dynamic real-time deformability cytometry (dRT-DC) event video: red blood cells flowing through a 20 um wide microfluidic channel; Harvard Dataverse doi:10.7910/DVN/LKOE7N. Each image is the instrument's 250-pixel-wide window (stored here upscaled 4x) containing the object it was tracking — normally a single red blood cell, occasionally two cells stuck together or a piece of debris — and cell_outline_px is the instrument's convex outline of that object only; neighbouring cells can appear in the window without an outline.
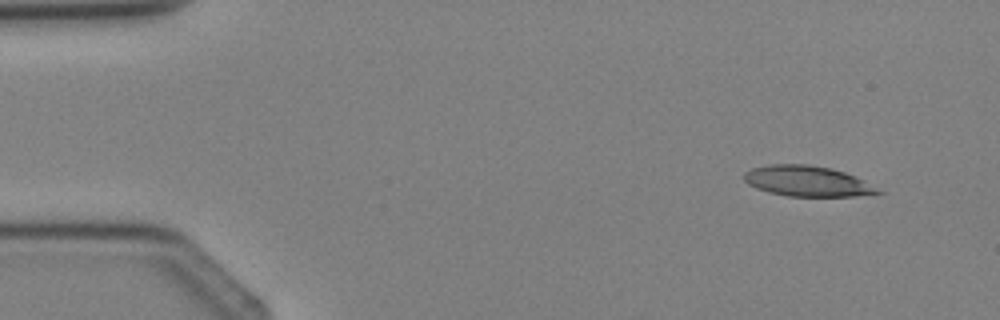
{"species": "Egyptian fruit bat (a non-hibernating species)", "species_latin": "Rousettus aegyptiacus", "temperature_condition": "cold", "stored_images_in_passage": 4, "camera_frame_rate_fps": 3000, "um_per_image_px": 0.085, "animal": {"sex": "female"}, "frame": {"image": 1, "passage_image": 4, "time_ms": 3.333, "image_size_px": [1000, 320], "cell_outline_px": [[884, 192], [856, 196], [788, 196], [768, 192], [756, 188], [748, 184], [744, 180], [744, 172], [752, 168], [768, 164], [808, 164], [832, 168], [844, 172]], "centroid_in_image_um": [68.53, 15.39], "position_along_channel_um": 16.5, "area_um2": 23.52}}